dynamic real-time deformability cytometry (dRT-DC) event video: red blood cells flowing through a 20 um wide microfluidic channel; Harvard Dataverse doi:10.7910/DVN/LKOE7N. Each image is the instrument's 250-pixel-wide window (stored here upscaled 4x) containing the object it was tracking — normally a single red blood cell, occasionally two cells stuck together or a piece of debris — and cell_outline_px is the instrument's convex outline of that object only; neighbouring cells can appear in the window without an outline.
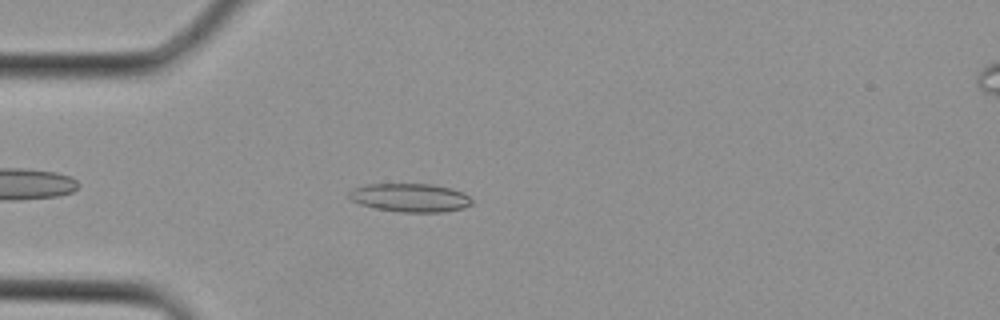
{"species": "Egyptian fruit bat (a non-hibernating species)", "species_latin": "Rousettus aegyptiacus", "temperature_condition": "cold", "stored_images_in_passage": 3, "camera_frame_rate_fps": 3000, "um_per_image_px": 0.085, "animal": {"sex": "female"}, "frame": {"image": 1, "passage_image": 2, "time_ms": 0.333, "image_size_px": [1000, 320], "cell_outline_px": [[472, 204], [464, 208], [444, 212], [400, 212], [376, 208], [360, 204], [352, 200], [348, 196], [348, 192], [352, 188], [364, 184], [432, 184], [452, 188], [464, 192], [472, 200]], "centroid_in_image_um": [34.87, 16.79], "position_along_channel_um": 50.1, "area_um2": 20.58}}